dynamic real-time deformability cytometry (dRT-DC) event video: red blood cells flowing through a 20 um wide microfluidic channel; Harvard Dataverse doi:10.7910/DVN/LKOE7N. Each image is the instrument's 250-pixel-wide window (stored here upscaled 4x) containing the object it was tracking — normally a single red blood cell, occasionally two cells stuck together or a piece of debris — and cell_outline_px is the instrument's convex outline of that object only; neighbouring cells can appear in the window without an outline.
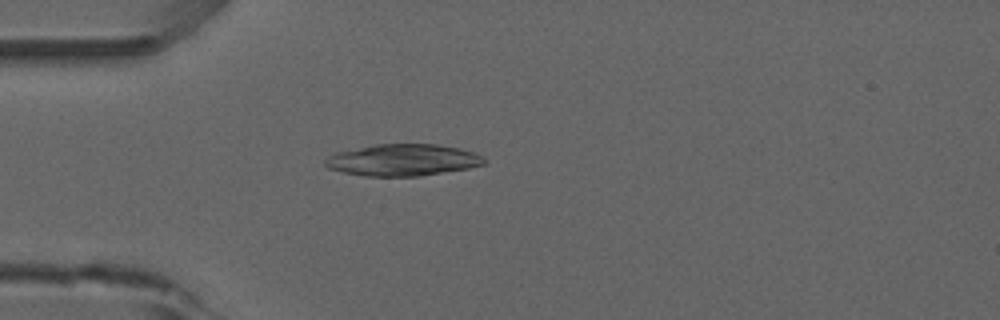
{"species": "common noctule bat (a hibernating species)", "species_latin": "Nyctalus noctula", "temperature_condition": "room temperature", "stored_images_in_passage": 52, "camera_frame_rate_fps": 3000, "um_per_image_px": 0.085, "animal": {"sex": "male", "forearm_length_mm": 52.5}, "frame": {"image": 1, "passage_image": 15, "time_ms": 4.667, "image_size_px": [1000, 320], "cell_outline_px": [[472, 164], [460, 168], [432, 172], [396, 172], [396, 144], [420, 144], [448, 148], [460, 152]], "centroid_in_image_um": [36.36, 13.49], "position_along_channel_um": 48.6, "area_um2": 12.31}}
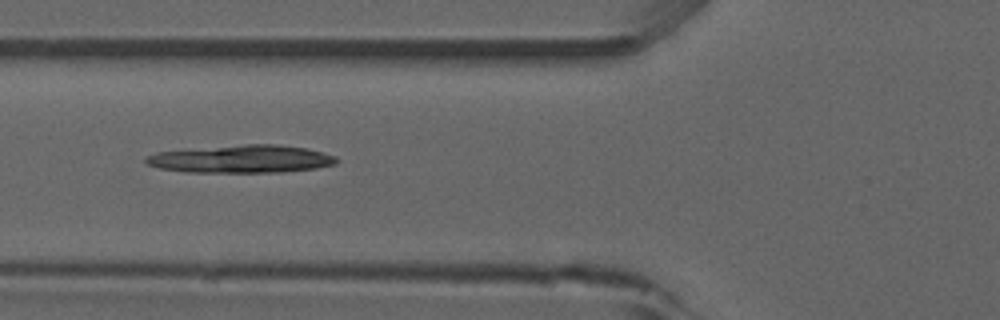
{"frame": {"image": 2, "passage_image": 20, "time_ms": 6.333, "image_size_px": [1000, 320], "cell_outline_px": [[332, 160], [324, 164], [304, 168], [172, 168], [172, 164], [180, 152], [236, 148], [296, 148], [312, 152]], "centroid_in_image_um": [21.19, 13.49], "position_along_channel_um": 104.6, "area_um2": 19.71}}
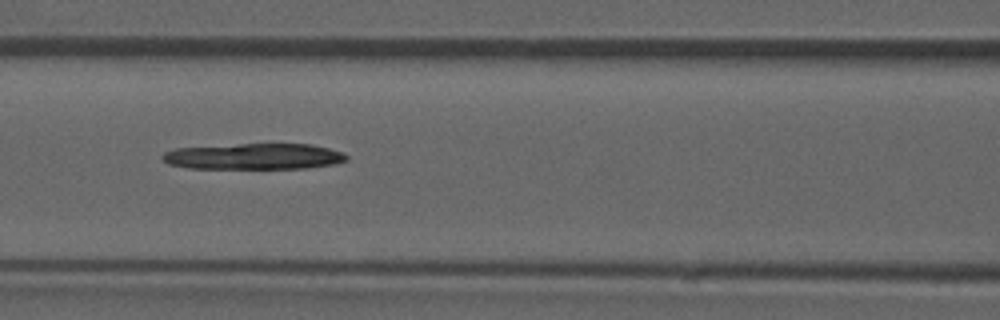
{"frame": {"image": 3, "passage_image": 23, "time_ms": 7.333, "image_size_px": [1000, 320], "cell_outline_px": [[344, 156], [340, 160], [320, 164], [280, 168], [236, 168], [180, 164], [168, 160], [168, 156], [196, 148], [260, 144], [296, 144], [320, 148], [336, 152]], "centroid_in_image_um": [21.8, 13.29], "position_along_channel_um": 144.8, "area_um2": 23.29}}